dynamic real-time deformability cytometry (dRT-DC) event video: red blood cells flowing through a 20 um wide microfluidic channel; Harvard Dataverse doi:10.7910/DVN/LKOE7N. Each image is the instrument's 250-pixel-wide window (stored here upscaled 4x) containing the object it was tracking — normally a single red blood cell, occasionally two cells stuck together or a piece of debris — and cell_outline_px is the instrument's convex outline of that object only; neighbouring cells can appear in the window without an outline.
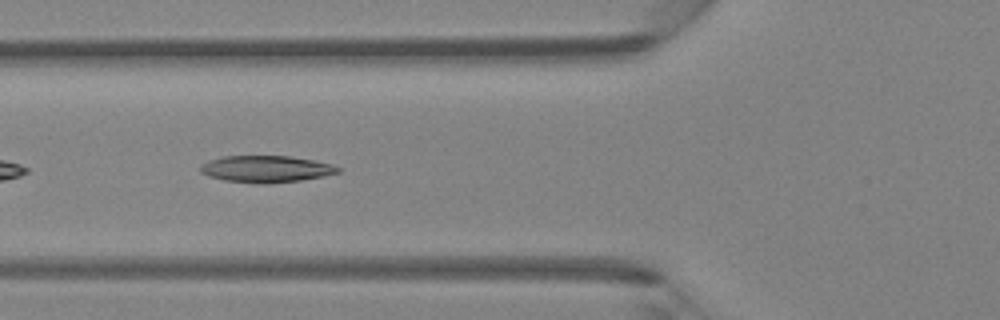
{"species": "Egyptian fruit bat (a non-hibernating species)", "species_latin": "Rousettus aegyptiacus", "temperature_condition": "room temperature", "stored_images_in_passage": 5, "camera_frame_rate_fps": 3000, "um_per_image_px": 0.085, "animal": {"sex": "female"}, "frame": {"image": 1, "passage_image": 5, "time_ms": 5.333, "image_size_px": [1000, 320], "cell_outline_px": [[340, 172], [324, 176], [300, 180], [264, 184], [256, 184], [224, 180], [208, 176], [200, 172], [200, 164], [208, 160], [224, 156], [288, 156], [312, 160], [332, 164], [340, 168]], "centroid_in_image_um": [22.58, 14.37], "position_along_channel_um": 103.2, "area_um2": 21.5}}